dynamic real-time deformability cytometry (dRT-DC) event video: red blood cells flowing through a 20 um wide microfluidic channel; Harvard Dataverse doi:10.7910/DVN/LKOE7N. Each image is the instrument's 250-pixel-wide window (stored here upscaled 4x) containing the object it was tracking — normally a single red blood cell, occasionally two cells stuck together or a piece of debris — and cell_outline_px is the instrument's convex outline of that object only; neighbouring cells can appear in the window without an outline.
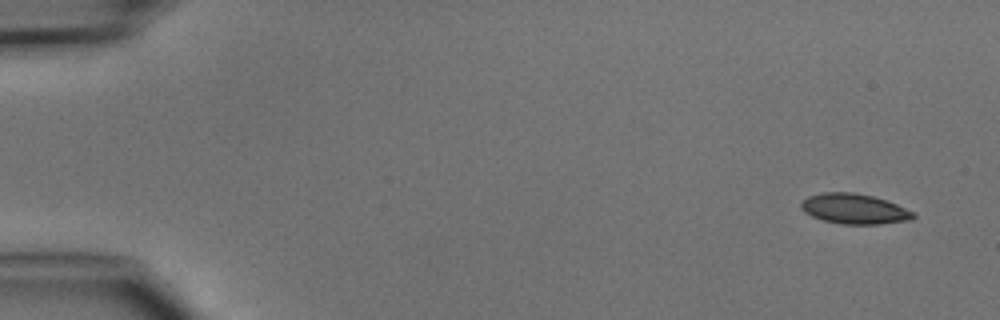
{"species": "common noctule bat (a hibernating species)", "species_latin": "Nyctalus noctula", "temperature_condition": "cold", "stored_images_in_passage": 4, "camera_frame_rate_fps": 3000, "um_per_image_px": 0.085, "animal": {"sex": "male", "body_mass_g": 15.6}, "frame": {"image": 1, "passage_image": 1, "time_ms": 0.0, "image_size_px": [1000, 320], "cell_outline_px": [[916, 216], [912, 220], [880, 224], [840, 224], [824, 220], [812, 216], [804, 212], [800, 208], [800, 204], [808, 196], [824, 192], [852, 192], [872, 196], [896, 204], [916, 212]], "centroid_in_image_um": [72.64, 17.76], "position_along_channel_um": 12.4, "area_um2": 19.77}}
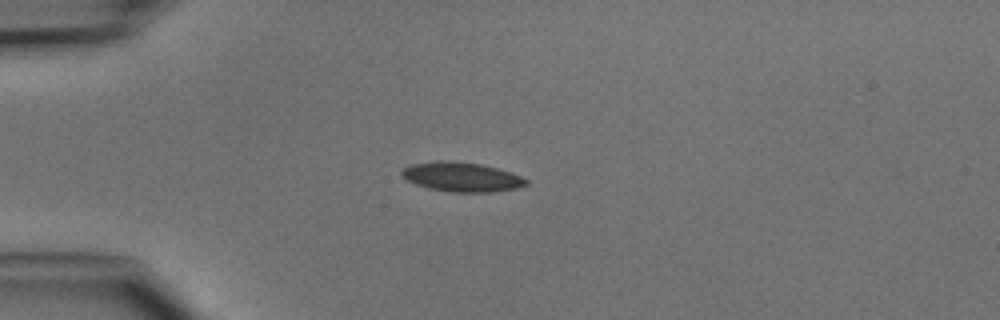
{"frame": {"image": 2, "passage_image": 4, "time_ms": 3.333, "image_size_px": [1000, 320], "cell_outline_px": [[528, 184], [516, 188], [492, 192], [452, 192], [428, 188], [416, 184], [408, 180], [400, 172], [408, 164], [436, 160], [452, 160], [480, 164], [512, 172], [528, 180]], "centroid_in_image_um": [39.23, 15.02], "position_along_channel_um": 45.8, "area_um2": 21.39}}